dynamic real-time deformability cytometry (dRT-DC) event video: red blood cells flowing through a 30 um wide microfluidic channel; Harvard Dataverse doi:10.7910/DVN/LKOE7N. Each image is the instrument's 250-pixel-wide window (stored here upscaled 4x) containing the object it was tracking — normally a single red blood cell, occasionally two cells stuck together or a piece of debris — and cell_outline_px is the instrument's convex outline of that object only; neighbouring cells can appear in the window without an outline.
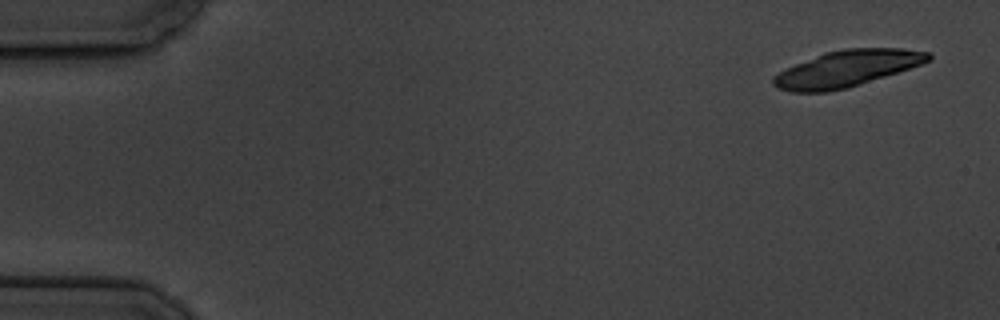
{"species": "common noctule bat (a hibernating species)", "species_latin": "Nyctalus noctula", "temperature_condition": "cold", "stored_images_in_passage": 6, "camera_frame_rate_fps": 3000, "um_per_image_px": 0.085, "animal": {"sex": "male", "body_mass_g": 19.5, "forearm_length_mm": 54.6}, "frame": {"image": 1, "passage_image": 1, "time_ms": 0.0, "image_size_px": [1000, 320], "cell_outline_px": [[932, 60], [848, 88], [828, 92], [788, 92], [772, 84], [772, 76], [796, 64], [824, 52], [844, 48], [900, 48], [932, 52]], "centroid_in_image_um": [71.98, 5.83], "position_along_channel_um": 13.0, "area_um2": 32.6}}